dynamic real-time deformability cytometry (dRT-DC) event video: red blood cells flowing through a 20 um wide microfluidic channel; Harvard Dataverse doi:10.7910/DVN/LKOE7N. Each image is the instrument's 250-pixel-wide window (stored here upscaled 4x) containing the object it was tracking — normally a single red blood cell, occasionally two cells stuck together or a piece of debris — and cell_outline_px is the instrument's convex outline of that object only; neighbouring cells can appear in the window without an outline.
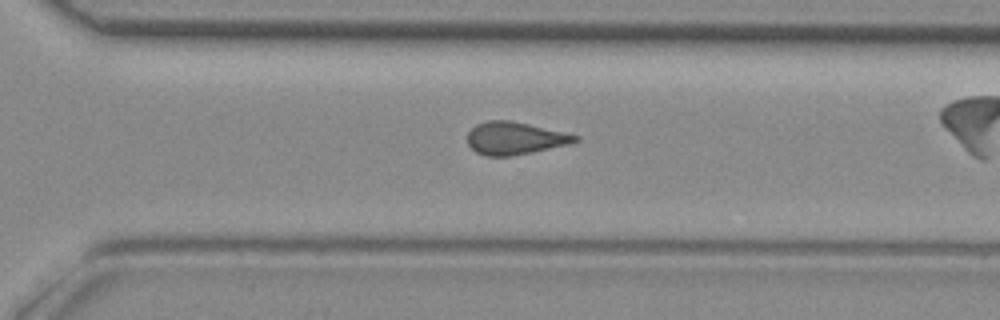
{"species": "common noctule bat (a hibernating species)", "species_latin": "Nyctalus noctula", "temperature_condition": "room temperature", "stored_images_in_passage": 26, "camera_frame_rate_fps": 3000, "um_per_image_px": 0.085, "animal": {"sex": "female", "body_mass_g": 29.2, "forearm_length_mm": 56.3}, "frame": {"image": 1, "passage_image": 22, "time_ms": 7.0, "image_size_px": [1000, 320], "cell_outline_px": [[580, 140], [568, 144], [532, 152], [512, 156], [484, 156], [476, 152], [468, 144], [468, 132], [476, 124], [488, 120], [508, 120], [528, 124], [580, 136]], "centroid_in_image_um": [43.74, 11.75], "position_along_channel_um": 326.9, "area_um2": 20.29}}